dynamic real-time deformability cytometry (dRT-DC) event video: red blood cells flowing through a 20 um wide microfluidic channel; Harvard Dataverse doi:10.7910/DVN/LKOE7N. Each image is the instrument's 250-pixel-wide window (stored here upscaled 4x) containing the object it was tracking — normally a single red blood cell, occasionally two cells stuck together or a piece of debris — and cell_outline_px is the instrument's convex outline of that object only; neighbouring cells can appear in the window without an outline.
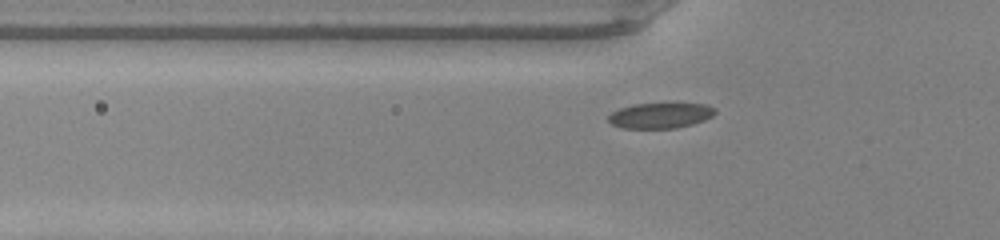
{"species": "common noctule bat (a hibernating species)", "species_latin": "Nyctalus noctula", "temperature_condition": "warm", "stored_images_in_passage": 39, "camera_frame_rate_fps": 3000, "um_per_image_px": 0.085, "animal": {"sex": "male", "body_mass_g": 20.0, "forearm_length_mm": 53.3}, "frame": {"image": 1, "passage_image": 9, "time_ms": 2.667, "image_size_px": [1000, 240], "cell_outline_px": [[716, 112], [712, 116], [704, 120], [692, 124], [676, 128], [624, 128], [612, 124], [608, 120], [608, 116], [612, 112], [620, 108], [632, 104], [704, 104], [716, 108]], "centroid_in_image_um": [56.13, 9.82], "position_along_channel_um": 69.7, "area_um2": 15.66}}
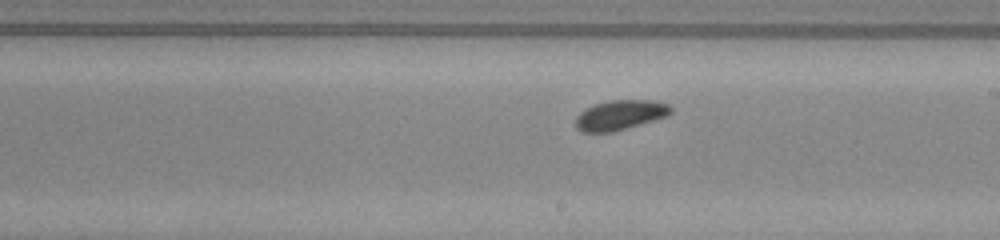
{"frame": {"image": 2, "passage_image": 21, "time_ms": 6.667, "image_size_px": [1000, 240], "cell_outline_px": [[672, 112], [668, 116], [612, 132], [580, 132], [576, 128], [576, 116], [580, 112], [596, 104], [612, 100], [648, 100], [668, 104], [672, 108]], "centroid_in_image_um": [52.71, 9.78], "position_along_channel_um": 236.3, "area_um2": 16.36}}
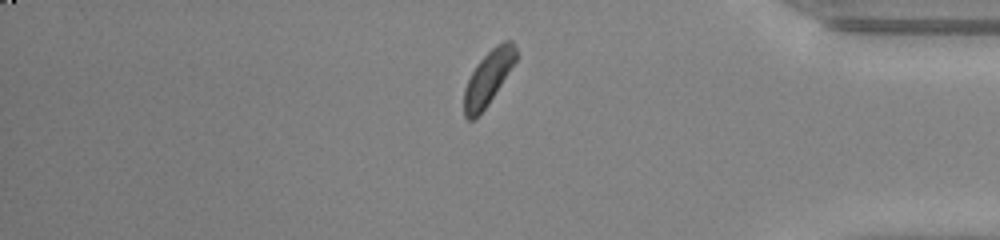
{"frame": {"image": 3, "passage_image": 34, "time_ms": 11.0, "image_size_px": [1000, 240], "cell_outline_px": [[516, 60], [488, 104], [472, 120], [468, 120], [464, 116], [464, 88], [476, 64], [496, 44], [504, 40], [512, 40], [516, 48]], "centroid_in_image_um": [41.48, 6.59], "position_along_channel_um": 393.7, "area_um2": 16.01}}